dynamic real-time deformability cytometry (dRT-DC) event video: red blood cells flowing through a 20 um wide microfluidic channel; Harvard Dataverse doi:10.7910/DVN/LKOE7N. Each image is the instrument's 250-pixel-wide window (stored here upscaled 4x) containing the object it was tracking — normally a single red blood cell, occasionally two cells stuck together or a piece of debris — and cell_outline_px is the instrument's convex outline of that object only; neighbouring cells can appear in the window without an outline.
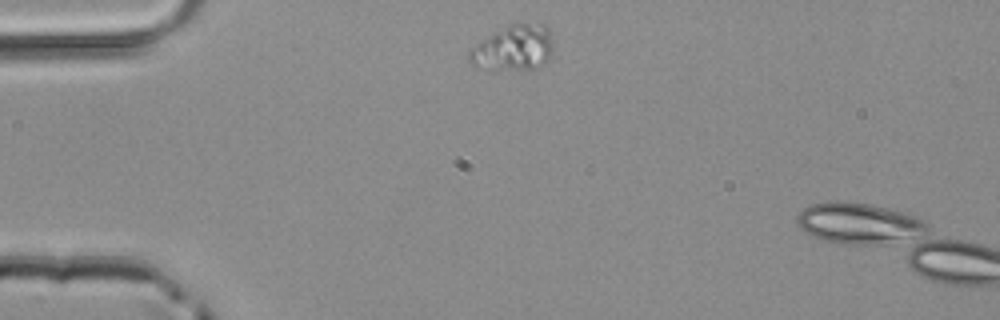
{"species": "common noctule bat (a hibernating species)", "species_latin": "Nyctalus noctula", "temperature_condition": "room temperature", "stored_images_in_passage": 4, "camera_frame_rate_fps": 3000, "um_per_image_px": 0.085, "animal": {"sex": "male", "body_mass_g": 20.4}, "frame": {"image": 1, "passage_image": 1, "time_ms": 0.0, "image_size_px": [1000, 320], "cell_outline_px": [[552, 52], [548, 60], [536, 68], [500, 68], [472, 64], [468, 60], [468, 52], [476, 44], [508, 24], [548, 24], [552, 32]], "centroid_in_image_um": [43.72, 4.02], "position_along_channel_um": 41.3, "area_um2": 21.62}}